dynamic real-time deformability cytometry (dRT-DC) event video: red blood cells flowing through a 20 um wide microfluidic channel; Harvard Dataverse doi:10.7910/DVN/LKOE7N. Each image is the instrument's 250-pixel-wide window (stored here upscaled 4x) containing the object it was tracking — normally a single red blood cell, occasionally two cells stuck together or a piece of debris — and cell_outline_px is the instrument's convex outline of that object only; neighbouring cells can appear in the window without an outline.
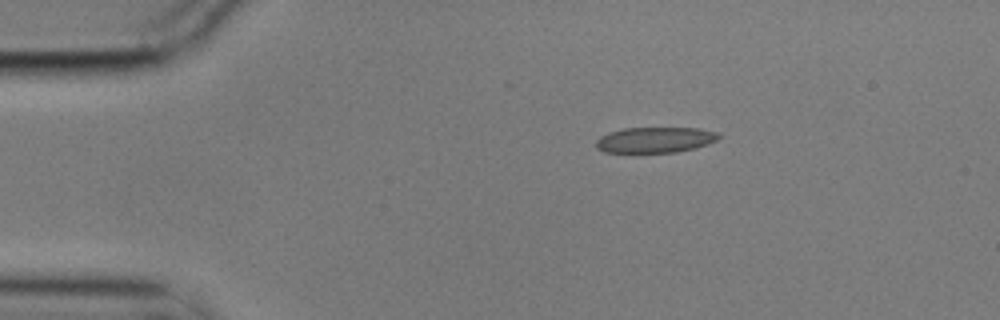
{"species": "common noctule bat (a hibernating species)", "species_latin": "Nyctalus noctula", "temperature_condition": "cold", "stored_images_in_passage": 2, "camera_frame_rate_fps": 3000, "um_per_image_px": 0.085, "animal": {"sex": "male", "body_mass_g": 17.9}, "frame": {"image": 1, "passage_image": 2, "time_ms": 0.333, "image_size_px": [1000, 320], "cell_outline_px": [[720, 136], [716, 140], [708, 144], [696, 148], [676, 152], [604, 152], [596, 148], [596, 140], [600, 136], [608, 132], [624, 128], [696, 128], [716, 132]], "centroid_in_image_um": [55.65, 11.89], "position_along_channel_um": 29.3, "area_um2": 18.26}}